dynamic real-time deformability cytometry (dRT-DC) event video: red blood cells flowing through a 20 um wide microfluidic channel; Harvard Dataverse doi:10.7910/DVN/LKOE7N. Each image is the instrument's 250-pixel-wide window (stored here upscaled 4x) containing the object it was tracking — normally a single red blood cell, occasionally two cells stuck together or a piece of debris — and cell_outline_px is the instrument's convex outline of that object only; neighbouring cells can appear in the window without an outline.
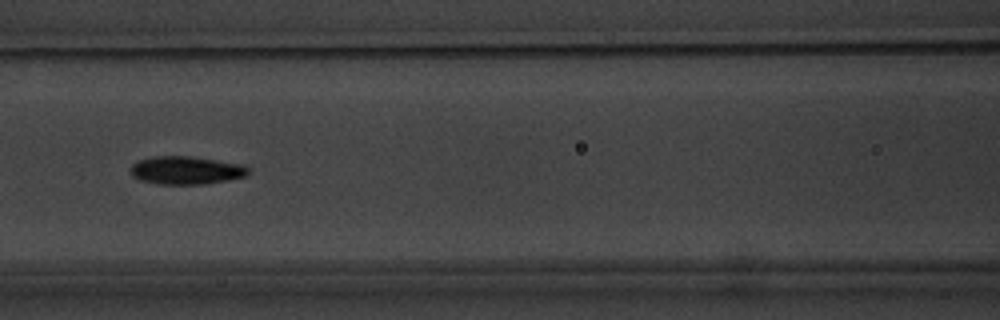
{"species": "common noctule bat (a hibernating species)", "species_latin": "Nyctalus noctula", "temperature_condition": "warm", "stored_images_in_passage": 14, "camera_frame_rate_fps": 3000, "um_per_image_px": 0.085, "animal": {"sex": "male", "body_mass_g": 20.1, "forearm_length_mm": 53.5}, "frame": {"image": 1, "passage_image": 8, "time_ms": 2.333, "image_size_px": [1000, 320], "cell_outline_px": [[248, 176], [204, 184], [160, 184], [140, 180], [132, 176], [128, 168], [132, 164], [140, 160], [152, 156], [188, 156], [244, 164], [248, 168]], "centroid_in_image_um": [15.8, 14.47], "position_along_channel_um": 150.8, "area_um2": 19.31}}